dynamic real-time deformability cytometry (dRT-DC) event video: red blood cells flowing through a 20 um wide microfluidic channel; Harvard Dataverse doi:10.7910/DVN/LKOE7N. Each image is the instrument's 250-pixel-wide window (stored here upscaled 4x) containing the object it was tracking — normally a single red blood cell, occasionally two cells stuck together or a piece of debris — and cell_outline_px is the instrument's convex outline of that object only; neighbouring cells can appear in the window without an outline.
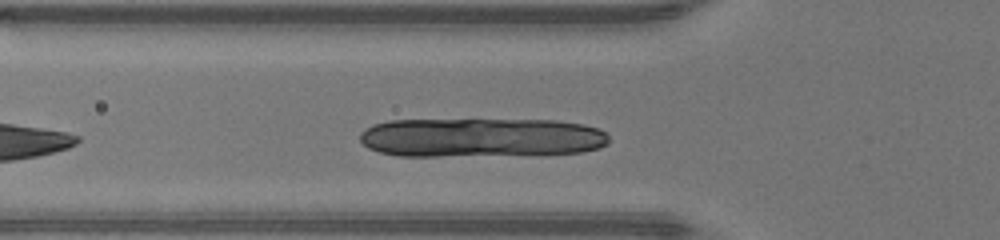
{"species": "human", "species_latin": "Homo sapiens", "temperature_condition": "warm", "stored_images_in_passage": 29, "camera_frame_rate_fps": 3000, "um_per_image_px": 0.085, "donor": {"sex": "male"}, "frame": {"image": 1, "passage_image": 5, "time_ms": 1.333, "image_size_px": [1000, 240], "cell_outline_px": [[608, 144], [600, 148], [580, 152], [536, 156], [396, 156], [380, 152], [368, 148], [360, 140], [360, 132], [364, 128], [372, 124], [388, 120], [556, 120], [584, 124], [596, 128], [604, 132], [608, 136]], "centroid_in_image_um": [40.91, 11.71], "position_along_channel_um": 84.9, "area_um2": 58.2}}
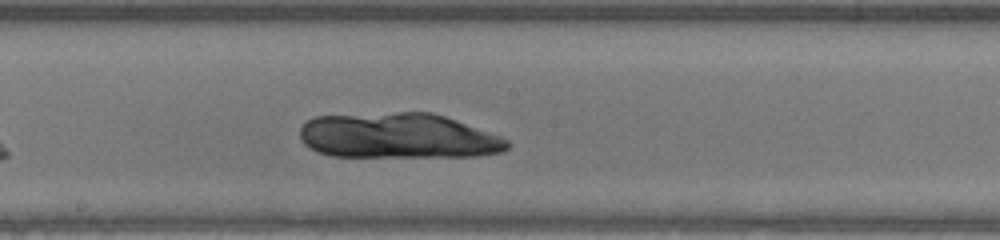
{"frame": {"image": 2, "passage_image": 14, "time_ms": 4.333, "image_size_px": [1000, 240], "cell_outline_px": [[508, 148], [504, 152], [476, 156], [332, 156], [320, 152], [304, 144], [300, 140], [300, 128], [312, 116], [400, 112], [432, 112], [456, 120], [500, 136], [508, 140]], "centroid_in_image_um": [33.84, 11.54], "position_along_channel_um": 214.4, "area_um2": 54.62}}
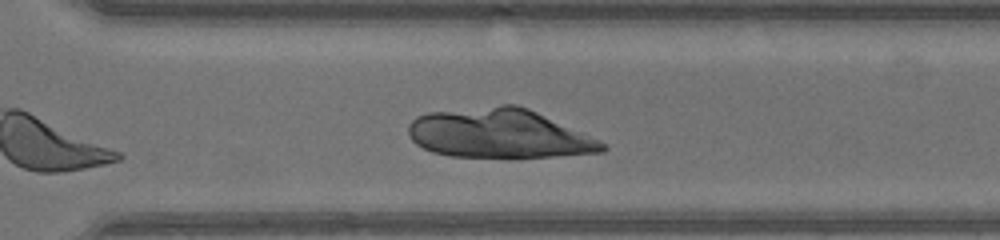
{"frame": {"image": 3, "passage_image": 22, "time_ms": 7.0, "image_size_px": [1000, 240], "cell_outline_px": [[608, 148], [604, 152], [556, 156], [448, 156], [432, 152], [416, 144], [412, 140], [408, 132], [408, 124], [416, 116], [428, 112], [504, 104], [516, 104], [528, 108], [596, 140], [604, 144]], "centroid_in_image_um": [42.34, 11.34], "position_along_channel_um": 328.3, "area_um2": 54.74}}